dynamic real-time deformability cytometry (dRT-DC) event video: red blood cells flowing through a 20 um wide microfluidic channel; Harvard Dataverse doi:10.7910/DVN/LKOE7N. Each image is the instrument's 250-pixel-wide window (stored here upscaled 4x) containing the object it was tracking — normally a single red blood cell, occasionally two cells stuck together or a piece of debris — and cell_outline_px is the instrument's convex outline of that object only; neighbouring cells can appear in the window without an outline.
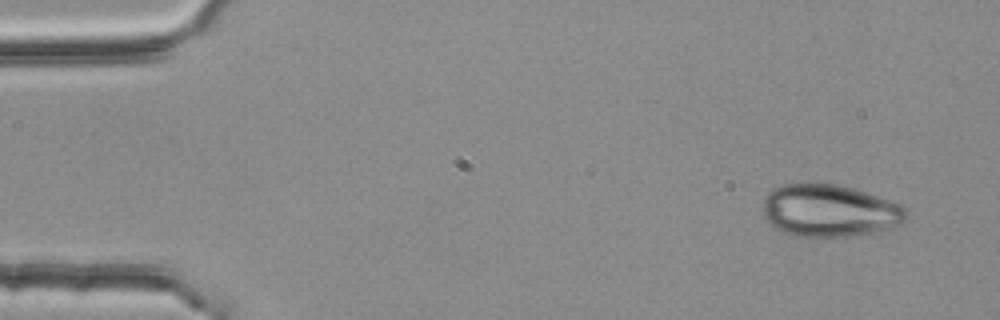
{"species": "common noctule bat (a hibernating species)", "species_latin": "Nyctalus noctula", "temperature_condition": "room temperature", "stored_images_in_passage": 4, "camera_frame_rate_fps": 3000, "um_per_image_px": 0.085, "animal": {"sex": "female", "body_mass_g": 25.1}, "frame": {"image": 1, "passage_image": 1, "time_ms": 0.0, "image_size_px": [1000, 320], "cell_outline_px": [[908, 216], [900, 224], [892, 228], [872, 236], [796, 236], [772, 228], [764, 220], [764, 196], [772, 188], [784, 184], [804, 180], [836, 184], [852, 188], [900, 204], [908, 208]], "centroid_in_image_um": [70.5, 17.9], "position_along_channel_um": 14.5, "area_um2": 45.08}}